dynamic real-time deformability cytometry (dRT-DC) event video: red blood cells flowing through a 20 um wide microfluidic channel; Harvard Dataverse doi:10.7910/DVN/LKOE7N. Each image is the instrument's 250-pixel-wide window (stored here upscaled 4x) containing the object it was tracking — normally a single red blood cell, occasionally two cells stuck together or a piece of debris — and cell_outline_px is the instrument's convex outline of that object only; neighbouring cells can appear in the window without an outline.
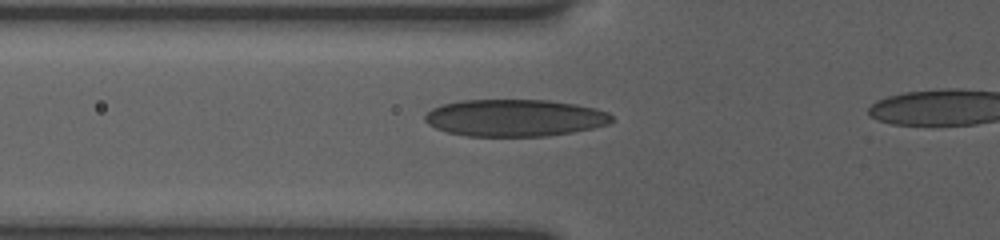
{"species": "human", "species_latin": "Homo sapiens", "temperature_condition": "room temperature", "stored_images_in_passage": 5, "camera_frame_rate_fps": 3000, "um_per_image_px": 0.085, "donor": {"sex": "female"}, "frame": {"image": 1, "passage_image": 4, "time_ms": 2.0, "image_size_px": [1000, 240], "cell_outline_px": [[612, 120], [608, 124], [592, 128], [572, 132], [548, 136], [468, 136], [448, 132], [436, 128], [428, 124], [424, 120], [424, 116], [432, 108], [440, 104], [460, 100], [548, 100], [576, 104], [596, 108], [608, 112], [612, 116]], "centroid_in_image_um": [43.74, 10.01], "position_along_channel_um": 82.1, "area_um2": 40.46}}